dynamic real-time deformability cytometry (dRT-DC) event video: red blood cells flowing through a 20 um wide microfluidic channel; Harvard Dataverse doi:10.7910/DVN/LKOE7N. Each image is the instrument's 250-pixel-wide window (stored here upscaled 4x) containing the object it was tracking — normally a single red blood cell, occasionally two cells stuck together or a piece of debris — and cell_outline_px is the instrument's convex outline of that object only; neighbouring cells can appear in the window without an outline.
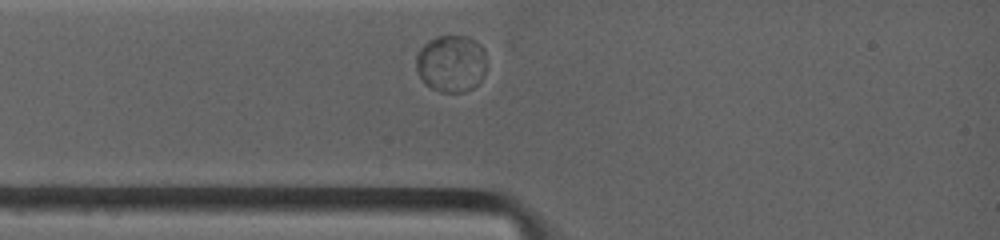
{"species": "common noctule bat (a hibernating species)", "species_latin": "Nyctalus noctula", "temperature_condition": "warm", "stored_images_in_passage": 1, "camera_frame_rate_fps": 4500, "um_per_image_px": 0.085, "animal": {"sex": "female", "body_mass_g": 19.0, "forearm_length_mm": 53.3}, "frame": {"image": 1, "passage_image": 1, "time_ms": 0.0, "image_size_px": [1000, 240], "cell_outline_px": [[484, 72], [480, 80], [472, 88], [464, 92], [440, 92], [432, 88], [420, 76], [416, 68], [416, 56], [420, 48], [428, 40], [436, 36], [464, 36], [476, 40], [484, 48]], "centroid_in_image_um": [38.34, 5.38], "position_along_channel_um": 46.7, "area_um2": 23.24}}